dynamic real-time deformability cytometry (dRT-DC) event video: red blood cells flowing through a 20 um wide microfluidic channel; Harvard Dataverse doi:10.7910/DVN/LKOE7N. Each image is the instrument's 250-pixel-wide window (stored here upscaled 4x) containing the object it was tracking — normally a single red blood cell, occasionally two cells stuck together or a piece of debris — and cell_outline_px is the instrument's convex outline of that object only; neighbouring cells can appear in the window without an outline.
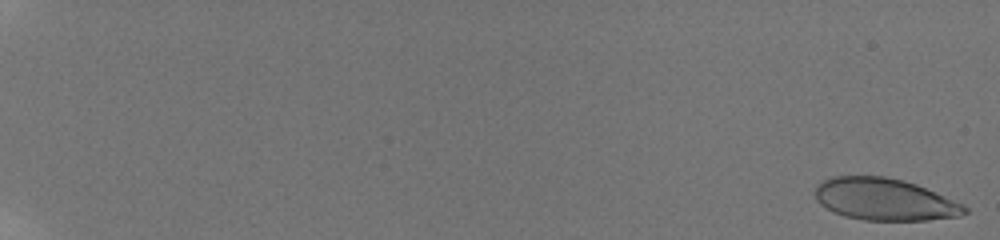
{"species": "human", "species_latin": "Homo sapiens", "temperature_condition": "room temperature", "stored_images_in_passage": 13, "camera_frame_rate_fps": 3000, "um_per_image_px": 0.085, "donor": {"sex": "male"}, "frame": {"image": 1, "passage_image": 1, "time_ms": 0.0, "image_size_px": [1000, 240], "cell_outline_px": [[968, 212], [960, 216], [928, 220], [864, 220], [844, 216], [832, 212], [820, 204], [816, 200], [816, 184], [832, 176], [884, 176], [904, 180], [916, 184], [964, 204], [968, 208]], "centroid_in_image_um": [75.19, 16.95], "position_along_channel_um": 9.8, "area_um2": 36.76}}